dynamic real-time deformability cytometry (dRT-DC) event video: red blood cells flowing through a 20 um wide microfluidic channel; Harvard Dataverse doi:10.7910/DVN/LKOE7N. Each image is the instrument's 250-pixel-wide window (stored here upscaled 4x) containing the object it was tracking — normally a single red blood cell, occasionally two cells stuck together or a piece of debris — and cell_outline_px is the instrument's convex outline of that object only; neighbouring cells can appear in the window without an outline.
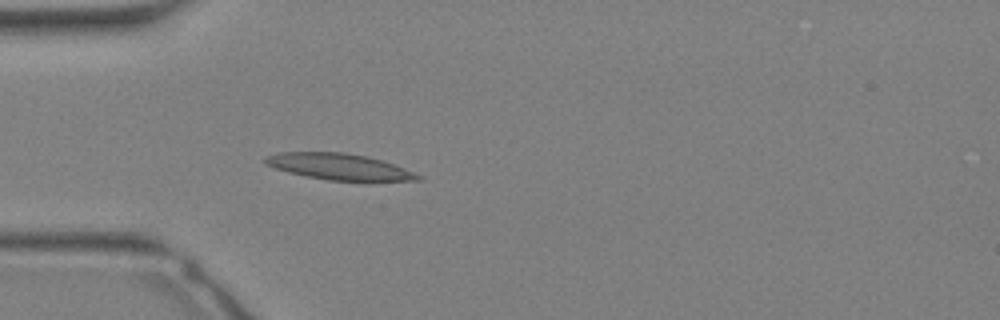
{"species": "Egyptian fruit bat (a non-hibernating species)", "species_latin": "Rousettus aegyptiacus", "temperature_condition": "warm", "stored_images_in_passage": 25, "camera_frame_rate_fps": 3000, "um_per_image_px": 0.085, "animal": {"sex": "female"}, "frame": {"image": 1, "passage_image": 3, "time_ms": 0.667, "image_size_px": [1000, 320], "cell_outline_px": [[424, 180], [328, 180], [304, 176], [288, 172], [264, 164], [264, 156], [276, 152], [344, 152], [368, 156], [404, 168], [424, 176]], "centroid_in_image_um": [28.78, 14.15], "position_along_channel_um": 56.2, "area_um2": 23.24}}
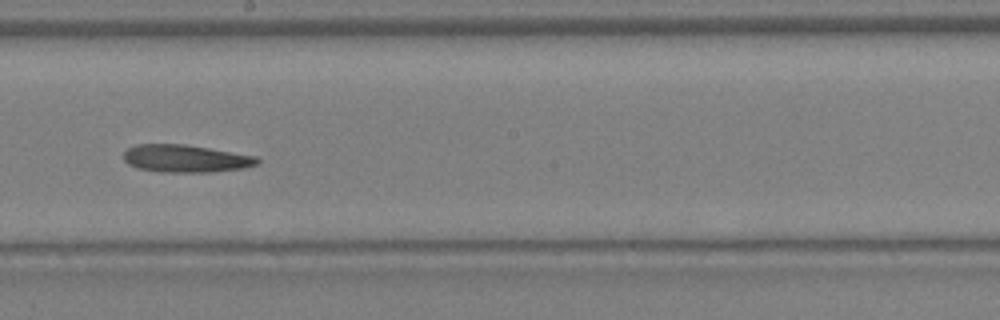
{"frame": {"image": 2, "passage_image": 12, "time_ms": 3.667, "image_size_px": [1000, 320], "cell_outline_px": [[260, 160], [256, 164], [244, 168], [212, 172], [164, 172], [140, 168], [128, 164], [124, 160], [124, 152], [128, 148], [136, 144], [184, 144], [256, 156]], "centroid_in_image_um": [15.77, 13.47], "position_along_channel_um": 232.4, "area_um2": 21.27}}
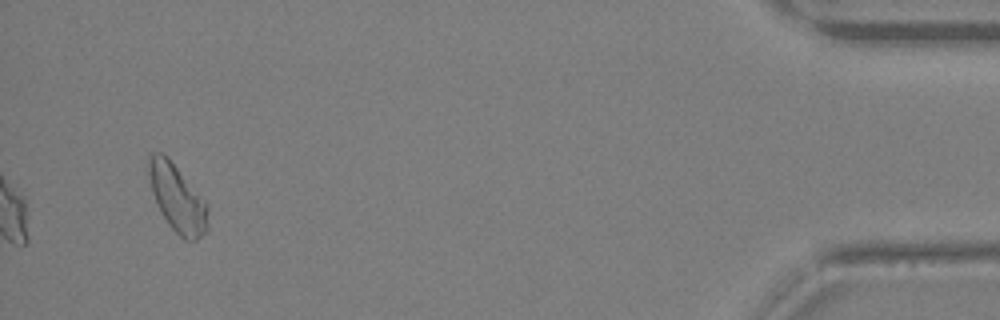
{"frame": {"image": 3, "passage_image": 25, "time_ms": 8.0, "image_size_px": [1000, 320], "cell_outline_px": [[208, 228], [196, 240], [184, 240], [168, 224], [160, 212], [156, 204], [152, 192], [148, 176], [148, 152], [160, 152], [168, 156], [208, 204]], "centroid_in_image_um": [15.05, 16.81], "position_along_channel_um": 420.2, "area_um2": 23.47}}